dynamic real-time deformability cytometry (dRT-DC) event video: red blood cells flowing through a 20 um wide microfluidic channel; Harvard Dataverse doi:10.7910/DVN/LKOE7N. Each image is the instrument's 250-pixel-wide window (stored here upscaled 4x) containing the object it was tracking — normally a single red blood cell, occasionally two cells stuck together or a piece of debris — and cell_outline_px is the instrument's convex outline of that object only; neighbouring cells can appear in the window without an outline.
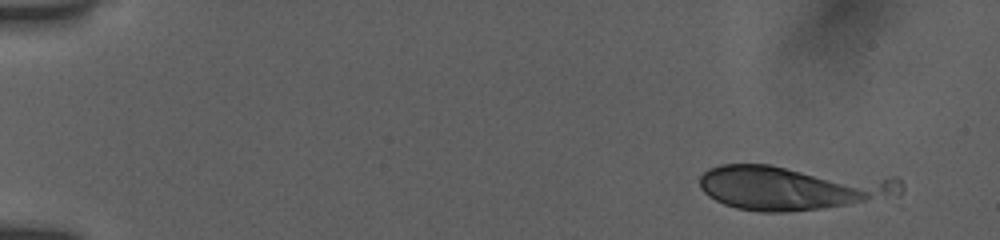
{"species": "human", "species_latin": "Homo sapiens", "temperature_condition": "room temperature", "stored_images_in_passage": 3, "camera_frame_rate_fps": 3000, "um_per_image_px": 0.085, "donor": {"sex": "female"}, "frame": {"image": 1, "passage_image": 1, "time_ms": 0.0, "image_size_px": [1000, 240], "cell_outline_px": [[904, 192], [848, 204], [820, 208], [784, 212], [760, 212], [736, 208], [724, 204], [708, 196], [700, 188], [700, 176], [708, 168], [720, 164], [772, 164], [896, 176], [904, 184]], "centroid_in_image_um": [67.36, 15.89], "position_along_channel_um": 17.6, "area_um2": 53.0}}